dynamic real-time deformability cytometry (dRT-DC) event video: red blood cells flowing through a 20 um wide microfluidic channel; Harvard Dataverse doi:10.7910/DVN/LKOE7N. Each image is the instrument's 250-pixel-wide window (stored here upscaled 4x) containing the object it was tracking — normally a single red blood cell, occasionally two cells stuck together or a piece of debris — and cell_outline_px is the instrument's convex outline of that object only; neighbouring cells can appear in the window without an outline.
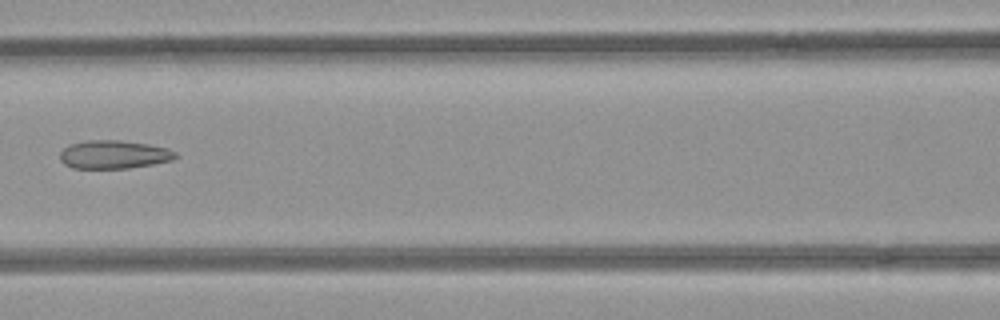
{"species": "common noctule bat (a hibernating species)", "species_latin": "Nyctalus noctula", "temperature_condition": "room temperature", "stored_images_in_passage": 8, "camera_frame_rate_fps": 3000, "um_per_image_px": 0.085, "animal": {"sex": "female", "body_mass_g": 21.9}, "frame": {"image": 1, "passage_image": 7, "time_ms": 2.0, "image_size_px": [1000, 320], "cell_outline_px": [[176, 156], [172, 160], [152, 164], [128, 168], [72, 168], [64, 164], [60, 160], [60, 152], [68, 144], [84, 140], [120, 140], [148, 144], [168, 148], [176, 152]], "centroid_in_image_um": [9.64, 13.12], "position_along_channel_um": 157.0, "area_um2": 19.13}}
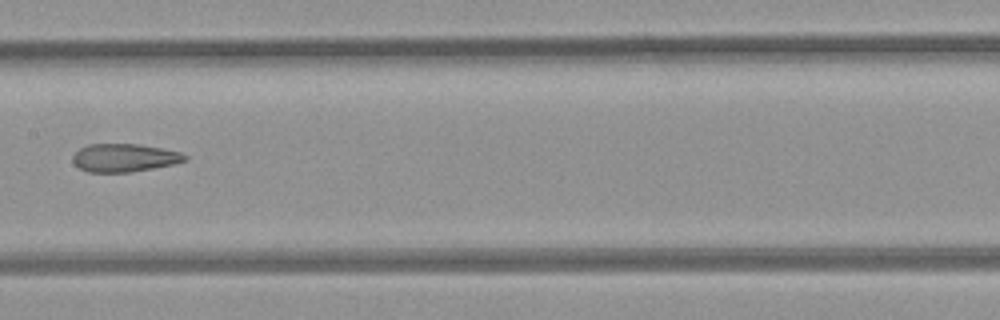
{"frame": {"image": 2, "passage_image": 8, "time_ms": 2.333, "image_size_px": [1000, 320], "cell_outline_px": [[188, 160], [172, 164], [132, 172], [88, 172], [80, 168], [72, 160], [72, 156], [80, 148], [88, 144], [140, 144], [180, 152], [188, 156]], "centroid_in_image_um": [10.57, 13.41], "position_along_channel_um": 196.8, "area_um2": 18.26}}